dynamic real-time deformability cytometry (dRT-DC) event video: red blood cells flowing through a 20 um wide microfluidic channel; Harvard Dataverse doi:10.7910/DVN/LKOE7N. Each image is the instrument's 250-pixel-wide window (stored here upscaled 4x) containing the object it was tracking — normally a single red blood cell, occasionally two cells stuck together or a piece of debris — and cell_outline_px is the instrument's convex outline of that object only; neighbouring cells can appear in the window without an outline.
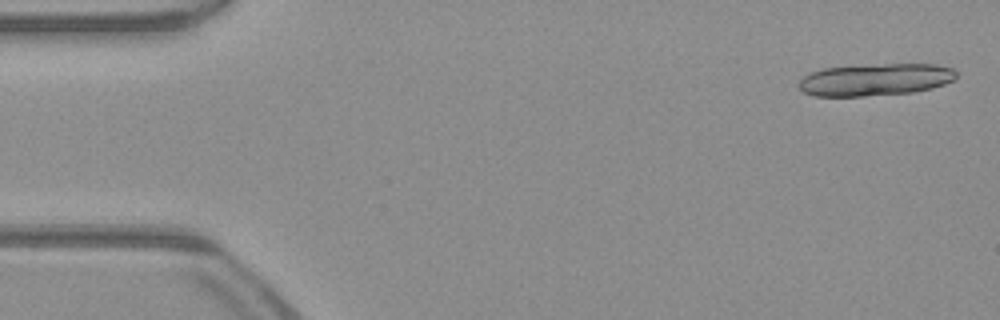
{"species": "common noctule bat (a hibernating species)", "species_latin": "Nyctalus noctula", "temperature_condition": "warm", "stored_images_in_passage": 17, "camera_frame_rate_fps": 3000, "um_per_image_px": 0.085, "animal": {"sex": "male", "body_mass_g": 23.1, "forearm_length_mm": 52.7}, "frame": {"image": 1, "passage_image": 2, "time_ms": 0.333, "image_size_px": [1000, 320], "cell_outline_px": [[956, 76], [952, 80], [944, 84], [932, 88], [912, 92], [864, 96], [812, 96], [804, 92], [800, 88], [800, 80], [808, 72], [824, 68], [884, 64], [936, 64], [952, 68], [956, 72]], "centroid_in_image_um": [74.39, 6.77], "position_along_channel_um": 10.6, "area_um2": 29.36}}